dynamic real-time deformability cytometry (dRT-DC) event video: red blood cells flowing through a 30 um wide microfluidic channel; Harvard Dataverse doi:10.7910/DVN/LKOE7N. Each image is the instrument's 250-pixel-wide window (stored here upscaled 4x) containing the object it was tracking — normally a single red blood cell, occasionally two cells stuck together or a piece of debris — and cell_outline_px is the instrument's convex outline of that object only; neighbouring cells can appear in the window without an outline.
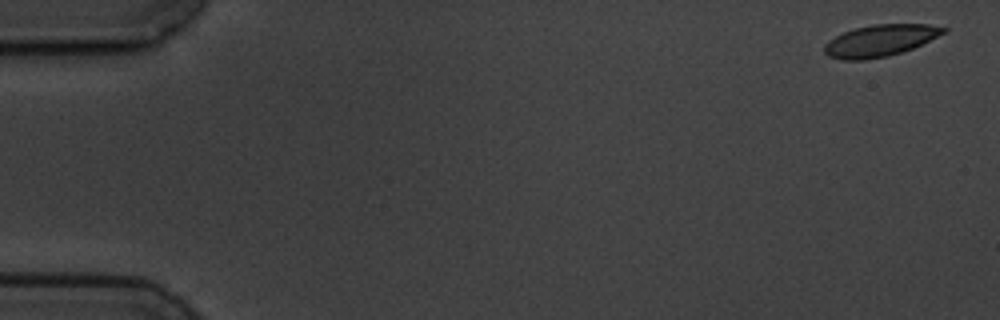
{"species": "common noctule bat (a hibernating species)", "species_latin": "Nyctalus noctula", "temperature_condition": "cold", "stored_images_in_passage": 9, "camera_frame_rate_fps": 3000, "um_per_image_px": 0.085, "animal": {"sex": "male", "body_mass_g": 19.5, "forearm_length_mm": 54.6}, "frame": {"image": 1, "passage_image": 1, "time_ms": 0.0, "image_size_px": [1000, 320], "cell_outline_px": [[948, 32], [912, 48], [888, 56], [864, 60], [844, 60], [828, 56], [824, 52], [824, 44], [828, 40], [844, 32], [856, 28], [872, 24], [928, 24], [948, 28]], "centroid_in_image_um": [74.81, 3.44], "position_along_channel_um": 10.2, "area_um2": 21.96}}
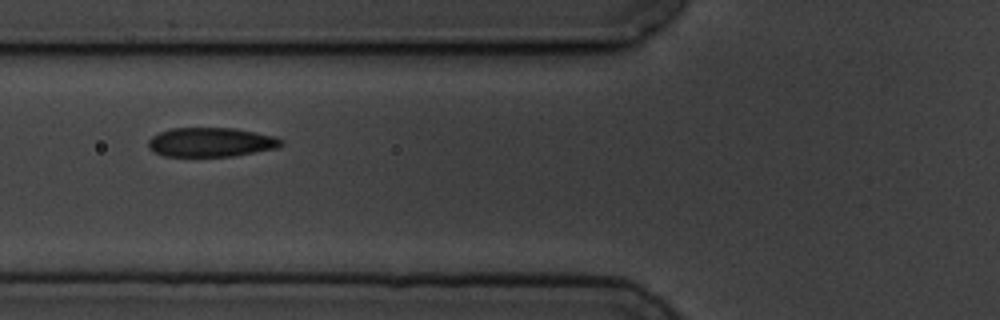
{"frame": {"image": 2, "passage_image": 7, "time_ms": 6.667, "image_size_px": [1000, 320], "cell_outline_px": [[284, 144], [276, 148], [232, 156], [164, 156], [148, 148], [148, 140], [152, 136], [160, 132], [172, 128], [232, 128], [256, 132], [272, 136], [284, 140]], "centroid_in_image_um": [17.92, 12.08], "position_along_channel_um": 107.9, "area_um2": 22.48}}
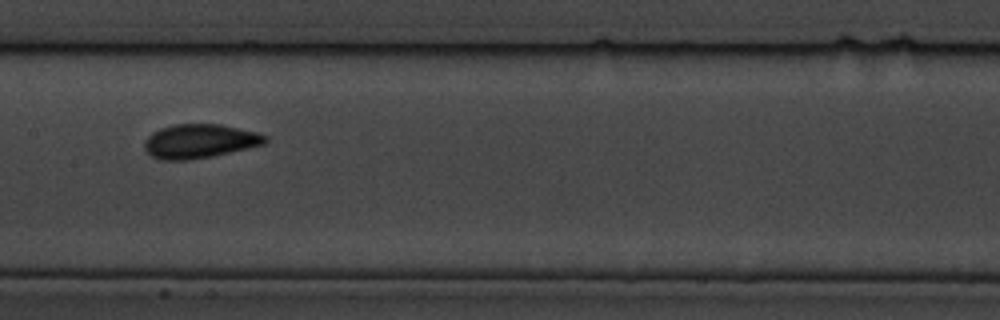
{"frame": {"image": 3, "passage_image": 9, "time_ms": 9.0, "image_size_px": [1000, 320], "cell_outline_px": [[268, 140], [264, 144], [248, 148], [212, 156], [188, 160], [160, 160], [152, 156], [144, 148], [144, 140], [152, 132], [160, 128], [172, 124], [220, 124], [256, 132], [268, 136]], "centroid_in_image_um": [16.95, 11.99], "position_along_channel_um": 190.5, "area_um2": 23.99}}